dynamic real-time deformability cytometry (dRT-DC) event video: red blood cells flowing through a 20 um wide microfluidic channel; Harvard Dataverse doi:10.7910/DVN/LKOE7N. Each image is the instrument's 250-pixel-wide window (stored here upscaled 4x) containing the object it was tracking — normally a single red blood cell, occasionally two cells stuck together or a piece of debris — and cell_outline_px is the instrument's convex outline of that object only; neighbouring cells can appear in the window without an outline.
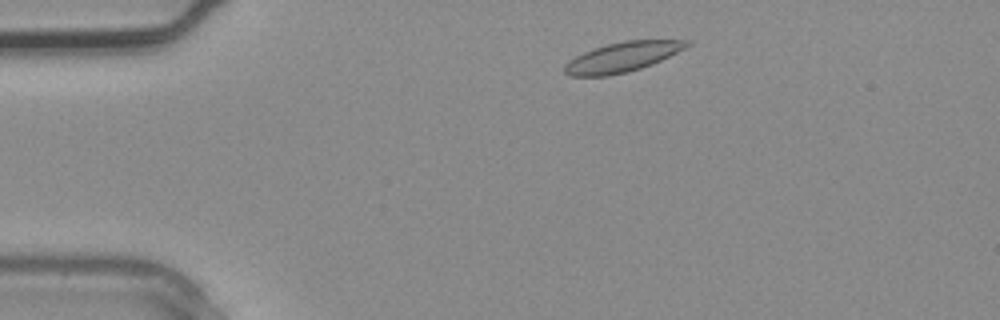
{"species": "common noctule bat (a hibernating species)", "species_latin": "Nyctalus noctula", "temperature_condition": "warm", "stored_images_in_passage": 2, "camera_frame_rate_fps": 3000, "um_per_image_px": 0.085, "animal": {"sex": "male", "body_mass_g": 20.4}, "frame": {"image": 1, "passage_image": 1, "time_ms": 0.0, "image_size_px": [1000, 320], "cell_outline_px": [[692, 44], [652, 64], [628, 72], [608, 76], [572, 76], [564, 72], [564, 64], [568, 60], [584, 52], [608, 44], [624, 40], [692, 40]], "centroid_in_image_um": [52.89, 4.85], "position_along_channel_um": 32.1, "area_um2": 21.04}}
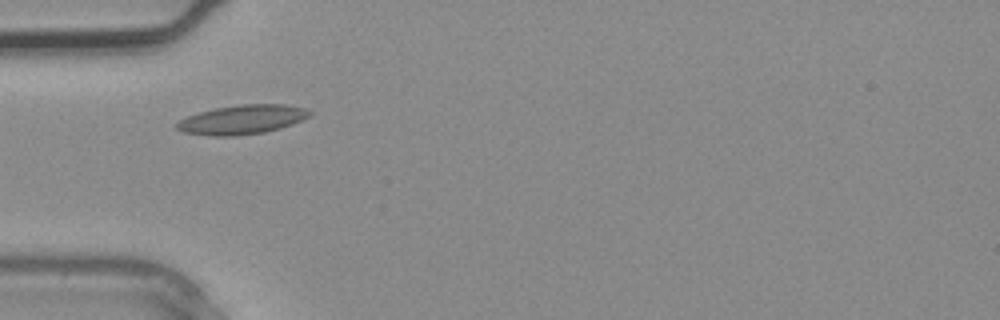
{"frame": {"image": 2, "passage_image": 2, "time_ms": 0.333, "image_size_px": [1000, 320], "cell_outline_px": [[312, 112], [308, 116], [292, 124], [280, 128], [264, 132], [236, 136], [212, 136], [184, 132], [176, 128], [176, 124], [180, 120], [188, 116], [200, 112], [216, 108], [240, 104], [284, 104], [304, 108]], "centroid_in_image_um": [20.57, 10.16], "position_along_channel_um": 64.4, "area_um2": 22.37}}